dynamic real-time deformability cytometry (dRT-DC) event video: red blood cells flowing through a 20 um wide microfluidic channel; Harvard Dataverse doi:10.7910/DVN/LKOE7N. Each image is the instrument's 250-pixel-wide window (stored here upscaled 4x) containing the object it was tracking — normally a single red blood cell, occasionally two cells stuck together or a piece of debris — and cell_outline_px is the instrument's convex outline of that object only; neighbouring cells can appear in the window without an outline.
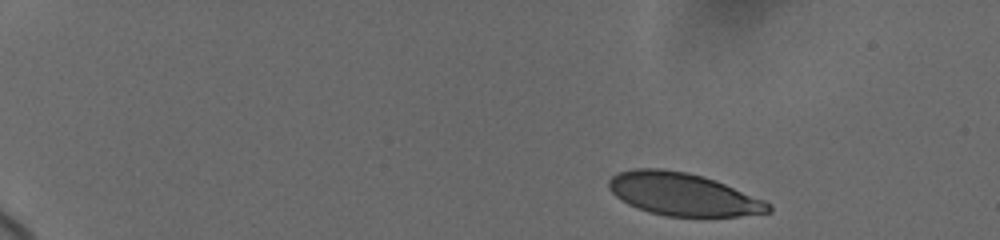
{"species": "human", "species_latin": "Homo sapiens", "temperature_condition": "cold", "stored_images_in_passage": 6, "camera_frame_rate_fps": 3000, "um_per_image_px": 0.085, "donor": {"sex": "female"}, "frame": {"image": 1, "passage_image": 1, "time_ms": 0.0, "image_size_px": [1000, 240], "cell_outline_px": [[772, 212], [740, 216], [668, 216], [648, 212], [628, 204], [616, 196], [608, 188], [608, 180], [616, 172], [632, 168], [664, 168], [688, 172], [704, 176], [716, 180], [764, 200], [772, 204]], "centroid_in_image_um": [58.04, 16.49], "position_along_channel_um": 27.0, "area_um2": 40.0}}
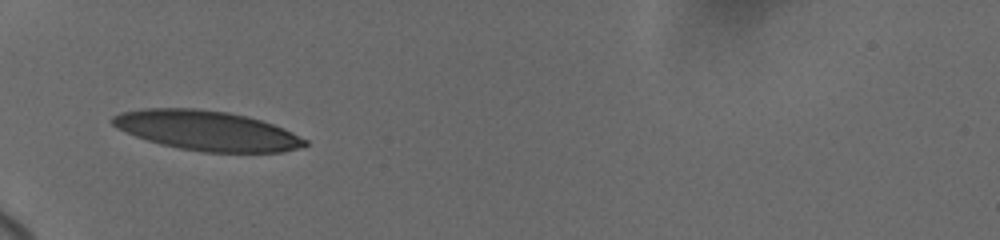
{"frame": {"image": 2, "passage_image": 5, "time_ms": 4.333, "image_size_px": [1000, 240], "cell_outline_px": [[308, 144], [284, 152], [204, 152], [180, 148], [160, 144], [136, 136], [116, 128], [108, 120], [112, 116], [120, 112], [144, 108], [196, 108], [228, 112], [248, 116], [284, 128], [308, 140]], "centroid_in_image_um": [17.56, 11.09], "position_along_channel_um": 67.4, "area_um2": 44.62}}